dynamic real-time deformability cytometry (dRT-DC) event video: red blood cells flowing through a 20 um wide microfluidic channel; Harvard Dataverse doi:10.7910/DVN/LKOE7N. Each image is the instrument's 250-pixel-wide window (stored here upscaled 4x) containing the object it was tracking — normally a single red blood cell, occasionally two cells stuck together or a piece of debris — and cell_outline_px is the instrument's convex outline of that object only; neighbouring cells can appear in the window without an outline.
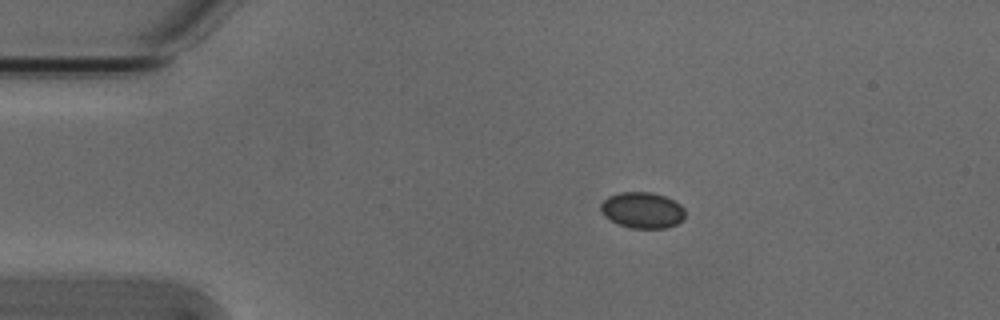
{"species": "Egyptian fruit bat (a non-hibernating species)", "species_latin": "Rousettus aegyptiacus", "temperature_condition": "cold", "stored_images_in_passage": 45, "camera_frame_rate_fps": 3000, "um_per_image_px": 0.085, "animal": {"sex": "male"}, "frame": {"image": 1, "passage_image": 1, "time_ms": 0.0, "image_size_px": [1000, 320], "cell_outline_px": [[684, 216], [676, 224], [664, 228], [632, 228], [620, 224], [604, 216], [600, 212], [600, 204], [608, 196], [620, 192], [652, 192], [664, 196], [680, 204], [684, 208]], "centroid_in_image_um": [54.57, 17.85], "position_along_channel_um": 30.4, "area_um2": 17.57}}
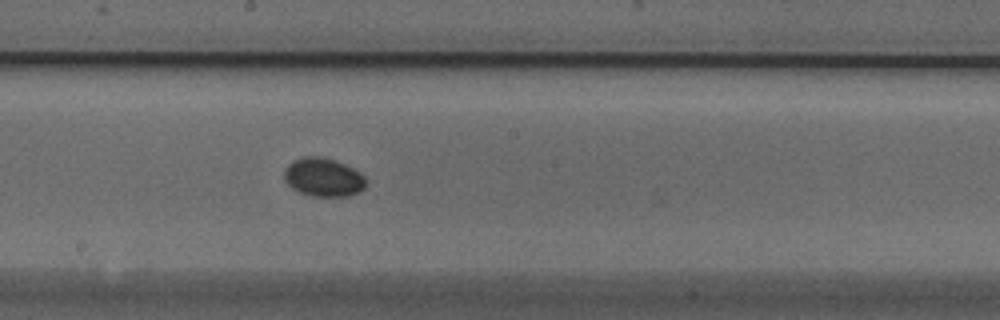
{"frame": {"image": 2, "passage_image": 20, "time_ms": 6.333, "image_size_px": [1000, 320], "cell_outline_px": [[364, 188], [360, 192], [348, 196], [312, 196], [300, 192], [292, 188], [284, 180], [284, 168], [292, 160], [304, 156], [320, 156], [344, 164], [360, 172], [364, 176]], "centroid_in_image_um": [27.45, 15.06], "position_along_channel_um": 220.8, "area_um2": 18.32}}
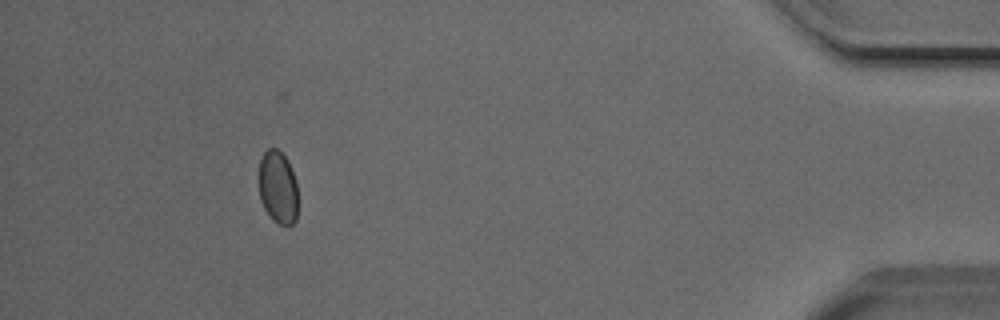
{"frame": {"image": 3, "passage_image": 40, "time_ms": 13.0, "image_size_px": [1000, 320], "cell_outline_px": [[296, 220], [288, 228], [272, 220], [264, 208], [260, 200], [260, 160], [264, 152], [268, 148], [276, 148], [288, 160], [296, 184]], "centroid_in_image_um": [23.62, 15.95], "position_along_channel_um": 411.6, "area_um2": 16.42}}